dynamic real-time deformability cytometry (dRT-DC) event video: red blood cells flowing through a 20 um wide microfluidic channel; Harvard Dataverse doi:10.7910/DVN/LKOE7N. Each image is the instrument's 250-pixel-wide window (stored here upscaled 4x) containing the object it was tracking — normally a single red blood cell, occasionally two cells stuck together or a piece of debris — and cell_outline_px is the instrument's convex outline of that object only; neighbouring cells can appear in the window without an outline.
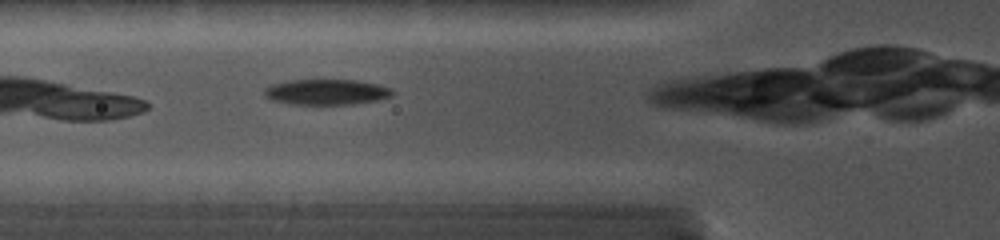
{"species": "common noctule bat (a hibernating species)", "species_latin": "Nyctalus noctula", "temperature_condition": "cold", "stored_images_in_passage": 5, "camera_frame_rate_fps": 5000, "um_per_image_px": 0.085, "animal": {"sex": "female", "body_mass_g": 19.0, "forearm_length_mm": 56.7}, "frame": {"image": 1, "passage_image": 3, "time_ms": 0.6, "image_size_px": [1000, 240], "cell_outline_px": [[396, 92], [392, 96], [380, 100], [356, 104], [288, 104], [272, 100], [264, 96], [264, 88], [272, 84], [288, 80], [360, 80], [392, 88]], "centroid_in_image_um": [27.78, 7.82], "position_along_channel_um": 98.0, "area_um2": 19.36}}